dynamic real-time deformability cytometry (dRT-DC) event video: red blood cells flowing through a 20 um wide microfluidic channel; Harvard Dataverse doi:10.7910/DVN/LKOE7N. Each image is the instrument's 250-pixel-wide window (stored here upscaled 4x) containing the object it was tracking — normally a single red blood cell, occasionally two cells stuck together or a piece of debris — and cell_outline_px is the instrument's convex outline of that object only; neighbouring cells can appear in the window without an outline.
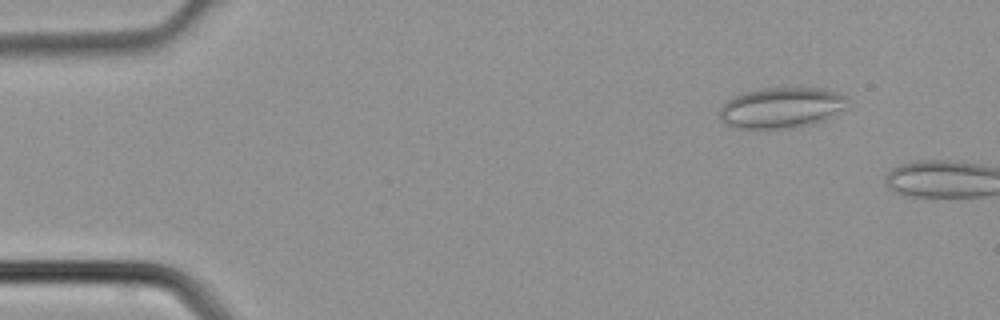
{"species": "common noctule bat (a hibernating species)", "species_latin": "Nyctalus noctula", "temperature_condition": "cold", "stored_images_in_passage": 2, "camera_frame_rate_fps": 3000, "um_per_image_px": 0.085, "animal": {"sex": "male", "body_mass_g": 21.5, "forearm_length_mm": 52.0}, "frame": {"image": 1, "passage_image": 1, "time_ms": 0.0, "image_size_px": [1000, 320], "cell_outline_px": [[852, 104], [824, 120], [812, 124], [792, 128], [736, 128], [728, 124], [720, 116], [720, 108], [728, 100], [744, 92], [764, 88], [820, 88], [840, 92], [848, 96], [852, 100]], "centroid_in_image_um": [66.53, 9.14], "position_along_channel_um": 18.5, "area_um2": 30.46}}